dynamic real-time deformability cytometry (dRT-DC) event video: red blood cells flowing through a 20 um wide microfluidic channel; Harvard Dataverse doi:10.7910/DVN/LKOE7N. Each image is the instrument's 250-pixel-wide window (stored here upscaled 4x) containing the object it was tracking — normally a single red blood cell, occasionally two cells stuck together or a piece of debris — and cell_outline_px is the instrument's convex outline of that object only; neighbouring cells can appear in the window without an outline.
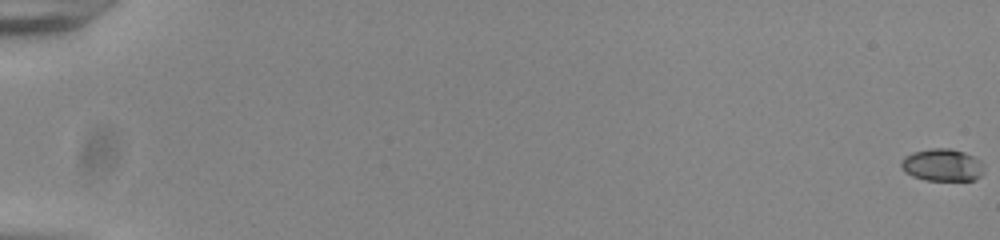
{"species": "common noctule bat (a hibernating species)", "species_latin": "Nyctalus noctula", "temperature_condition": "room temperature", "stored_images_in_passage": 35, "camera_frame_rate_fps": 3000, "um_per_image_px": 0.085, "animal": {"sex": "male", "body_mass_g": 20.0, "forearm_length_mm": 53.3}, "frame": {"image": 1, "passage_image": 1, "time_ms": 0.0, "image_size_px": [1000, 240], "cell_outline_px": [[984, 172], [976, 180], [924, 180], [912, 176], [904, 172], [900, 164], [900, 160], [904, 156], [912, 152], [932, 148], [948, 148], [964, 152], [980, 160], [984, 164]], "centroid_in_image_um": [80.08, 14.03], "position_along_channel_um": 4.9, "area_um2": 15.84}}
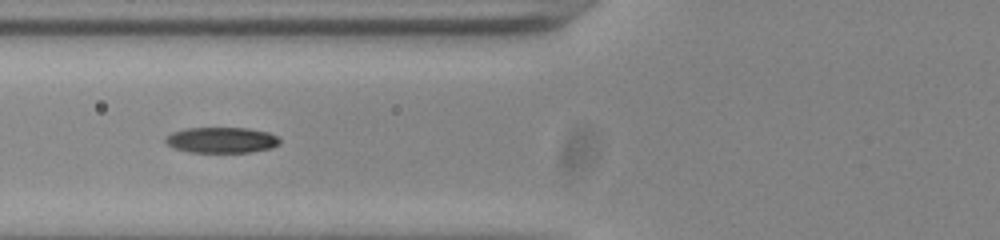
{"frame": {"image": 2, "passage_image": 25, "time_ms": 8.0, "image_size_px": [1000, 240], "cell_outline_px": [[280, 144], [272, 148], [252, 152], [188, 152], [176, 148], [168, 144], [164, 140], [164, 136], [172, 132], [184, 128], [248, 128], [268, 132], [276, 136], [280, 140]], "centroid_in_image_um": [18.83, 11.9], "position_along_channel_um": 107.0, "area_um2": 17.22}}
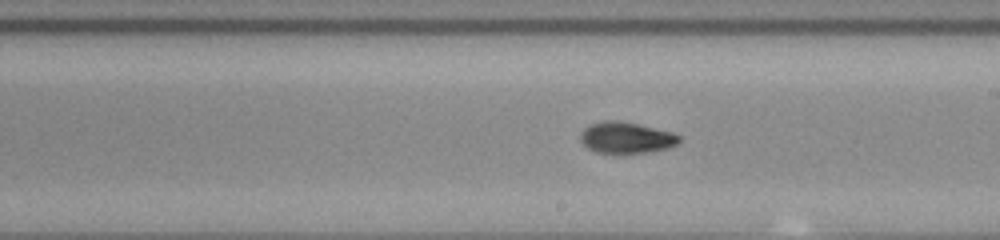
{"frame": {"image": 3, "passage_image": 35, "time_ms": 11.333, "image_size_px": [1000, 240], "cell_outline_px": [[680, 140], [676, 144], [668, 148], [648, 152], [596, 152], [588, 148], [580, 140], [580, 132], [588, 124], [604, 120], [620, 120], [672, 132], [680, 136]], "centroid_in_image_um": [53.2, 11.67], "position_along_channel_um": 235.8, "area_um2": 17.86}}